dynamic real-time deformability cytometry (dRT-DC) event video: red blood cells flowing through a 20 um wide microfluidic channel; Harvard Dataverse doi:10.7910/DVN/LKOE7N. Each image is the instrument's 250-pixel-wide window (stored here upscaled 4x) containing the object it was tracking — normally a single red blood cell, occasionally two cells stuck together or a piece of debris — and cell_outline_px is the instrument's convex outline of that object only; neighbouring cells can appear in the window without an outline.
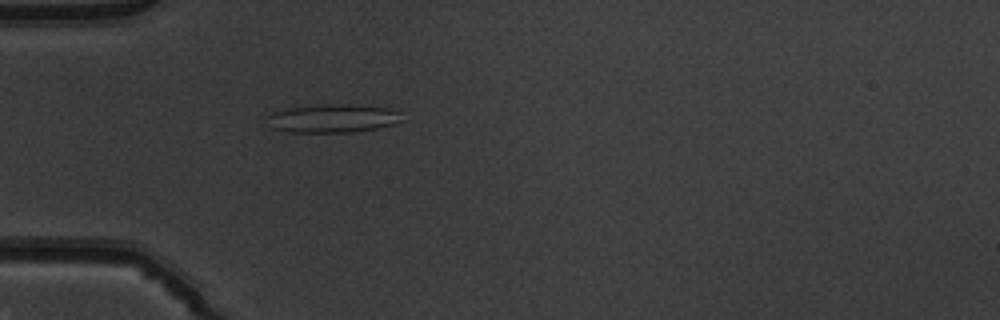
{"species": "common noctule bat (a hibernating species)", "species_latin": "Nyctalus noctula", "temperature_condition": "warm", "stored_images_in_passage": 51, "camera_frame_rate_fps": 3000, "um_per_image_px": 0.085, "animal": {"sex": "male", "body_mass_g": 19.5, "forearm_length_mm": 54.6}, "frame": {"image": 1, "passage_image": 16, "time_ms": 5.0, "image_size_px": [1000, 320], "cell_outline_px": [[400, 120], [392, 124], [376, 128], [352, 132], [292, 132], [272, 128], [268, 116], [272, 112], [288, 108], [348, 104], [388, 108], [400, 112]], "centroid_in_image_um": [28.29, 10.07], "position_along_channel_um": 56.7, "area_um2": 21.56}}
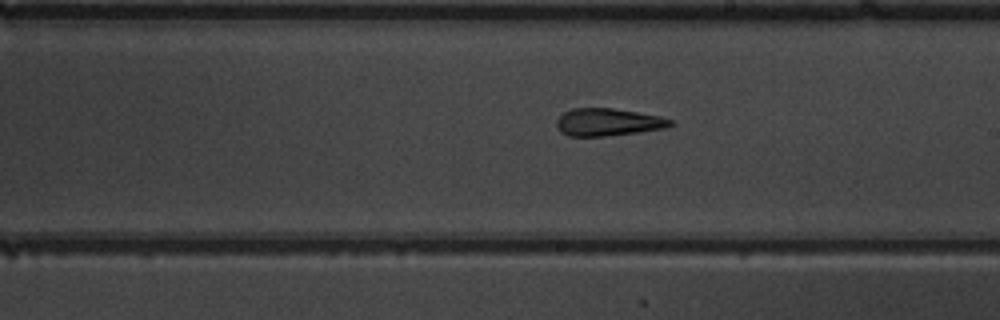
{"frame": {"image": 2, "passage_image": 30, "time_ms": 9.667, "image_size_px": [1000, 320], "cell_outline_px": [[672, 124], [664, 128], [636, 132], [604, 136], [568, 136], [560, 132], [556, 124], [556, 120], [564, 112], [572, 108], [612, 108], [660, 116], [672, 120]], "centroid_in_image_um": [51.63, 10.38], "position_along_channel_um": 237.4, "area_um2": 18.03}}
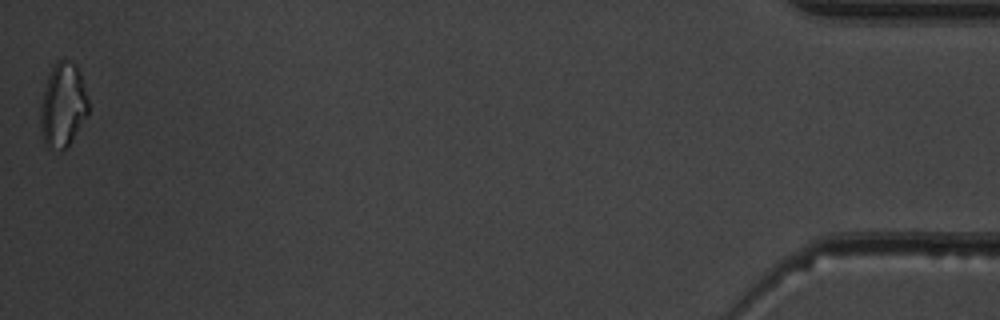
{"frame": {"image": 3, "passage_image": 51, "time_ms": 16.667, "image_size_px": [1000, 320], "cell_outline_px": [[88, 112], [68, 144], [64, 148], [48, 148], [44, 144], [40, 124], [40, 104], [48, 76], [56, 60], [68, 60], [76, 64], [80, 72], [88, 100]], "centroid_in_image_um": [5.32, 8.89], "position_along_channel_um": 429.9, "area_um2": 23.06}, "authors_computed_cell_mechanics": {"area_um2": 19.941, "velocity_mm_per_s": 4.0271, "shape_relaxation_time_tau1_ms": null, "shape_relaxation_time_tau2_ms": 3.1654, "deformation_change_tau1": null, "deformation_change_tau2": 0.1551}}